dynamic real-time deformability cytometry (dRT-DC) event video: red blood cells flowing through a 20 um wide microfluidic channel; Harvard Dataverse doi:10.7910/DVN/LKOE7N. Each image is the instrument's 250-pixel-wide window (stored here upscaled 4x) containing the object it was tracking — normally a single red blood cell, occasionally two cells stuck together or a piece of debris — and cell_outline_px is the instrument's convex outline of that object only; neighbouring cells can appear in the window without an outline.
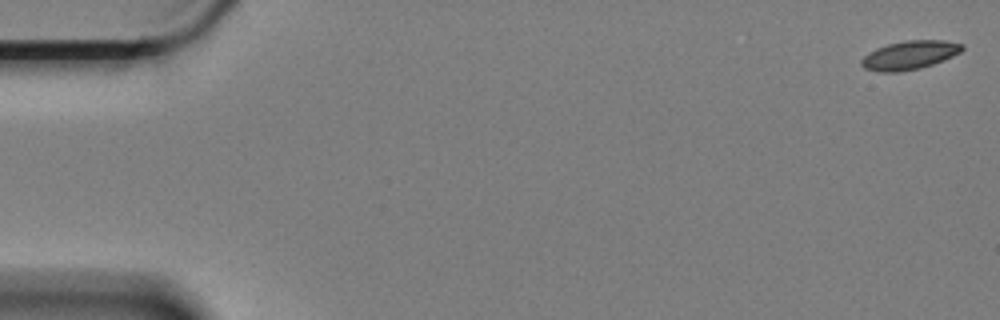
{"species": "Egyptian fruit bat (a non-hibernating species)", "species_latin": "Rousettus aegyptiacus", "temperature_condition": "cold", "stored_images_in_passage": 9, "camera_frame_rate_fps": 3000, "um_per_image_px": 0.085, "animal": {"sex": "female"}, "frame": {"image": 1, "passage_image": 1, "time_ms": 0.0, "image_size_px": [1000, 320], "cell_outline_px": [[964, 48], [960, 52], [952, 56], [932, 64], [920, 68], [896, 72], [880, 72], [864, 68], [860, 64], [860, 60], [864, 56], [876, 48], [888, 44], [904, 40], [944, 40], [964, 44]], "centroid_in_image_um": [77.3, 4.68], "position_along_channel_um": 7.7, "area_um2": 16.76}}